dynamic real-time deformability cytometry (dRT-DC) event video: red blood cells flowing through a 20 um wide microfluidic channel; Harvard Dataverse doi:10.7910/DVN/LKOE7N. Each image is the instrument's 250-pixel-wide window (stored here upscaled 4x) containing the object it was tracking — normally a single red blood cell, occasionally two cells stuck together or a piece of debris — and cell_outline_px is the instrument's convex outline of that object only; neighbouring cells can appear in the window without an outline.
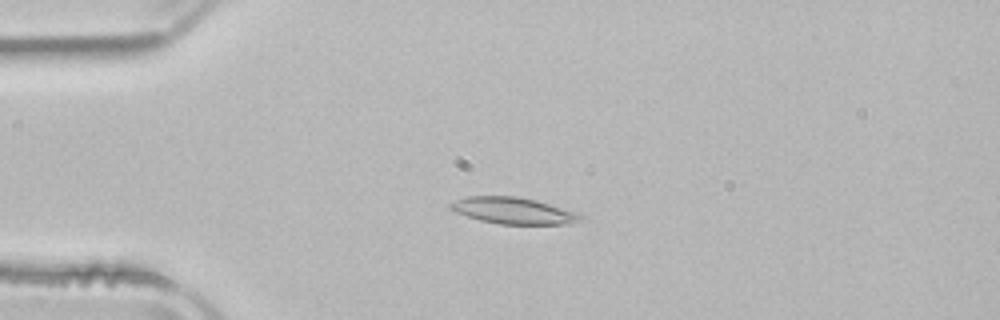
{"species": "common noctule bat (a hibernating species)", "species_latin": "Nyctalus noctula", "temperature_condition": "room temperature", "stored_images_in_passage": 52, "camera_frame_rate_fps": 3000, "um_per_image_px": 0.085, "animal": {"sex": "male", "body_mass_g": 21.5, "forearm_length_mm": 52.0}, "frame": {"image": 1, "passage_image": 12, "time_ms": 3.667, "image_size_px": [1000, 320], "cell_outline_px": [[584, 216], [576, 220], [560, 224], [500, 224], [480, 220], [456, 212], [448, 208], [448, 204], [456, 200], [468, 196], [516, 196], [536, 200], [576, 212]], "centroid_in_image_um": [43.55, 17.89], "position_along_channel_um": 41.4, "area_um2": 19.71}}
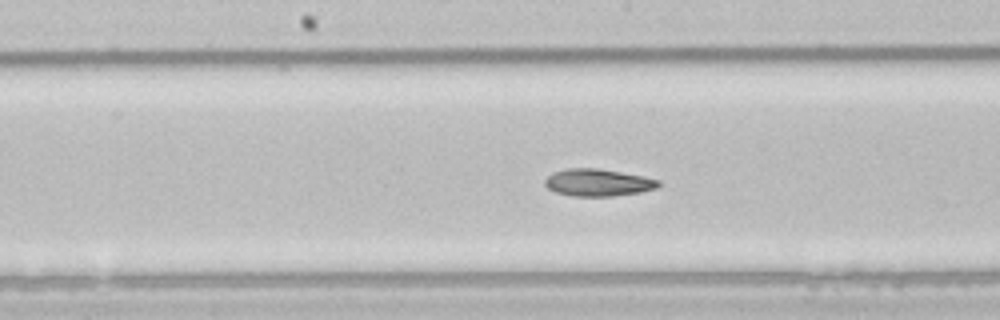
{"frame": {"image": 2, "passage_image": 26, "time_ms": 8.333, "image_size_px": [1000, 320], "cell_outline_px": [[660, 184], [656, 188], [640, 192], [612, 196], [572, 196], [556, 192], [548, 188], [544, 184], [544, 180], [552, 172], [568, 168], [596, 168], [644, 176], [660, 180]], "centroid_in_image_um": [50.81, 15.51], "position_along_channel_um": 197.4, "area_um2": 17.98}}
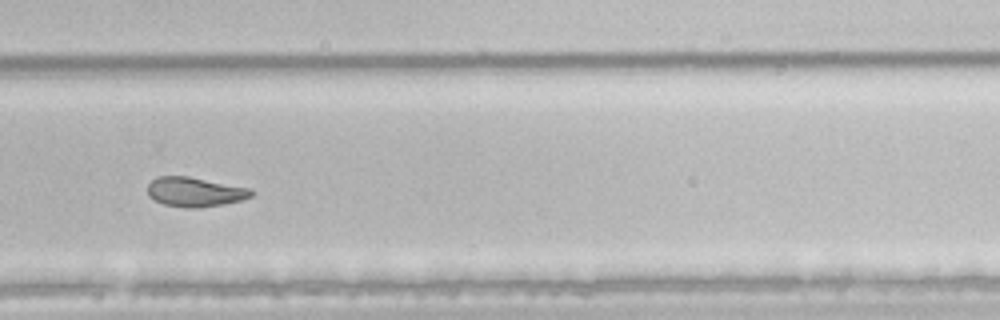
{"frame": {"image": 3, "passage_image": 35, "time_ms": 11.333, "image_size_px": [1000, 320], "cell_outline_px": [[256, 192], [252, 196], [244, 200], [224, 204], [196, 208], [188, 208], [164, 204], [148, 196], [148, 184], [152, 180], [160, 176], [184, 176], [252, 188]], "centroid_in_image_um": [16.62, 16.32], "position_along_channel_um": 313.2, "area_um2": 17.8}, "authors_computed_cell_mechanics": {"area_um2": 19.6809, "velocity_mm_per_s": 3.8916, "shape_relaxation_time_tau1_ms": 7.1214, "shape_relaxation_time_tau2_ms": 8.4343, "deformation_change_tau1": 0.1842, "deformation_change_tau2": 0.135}}